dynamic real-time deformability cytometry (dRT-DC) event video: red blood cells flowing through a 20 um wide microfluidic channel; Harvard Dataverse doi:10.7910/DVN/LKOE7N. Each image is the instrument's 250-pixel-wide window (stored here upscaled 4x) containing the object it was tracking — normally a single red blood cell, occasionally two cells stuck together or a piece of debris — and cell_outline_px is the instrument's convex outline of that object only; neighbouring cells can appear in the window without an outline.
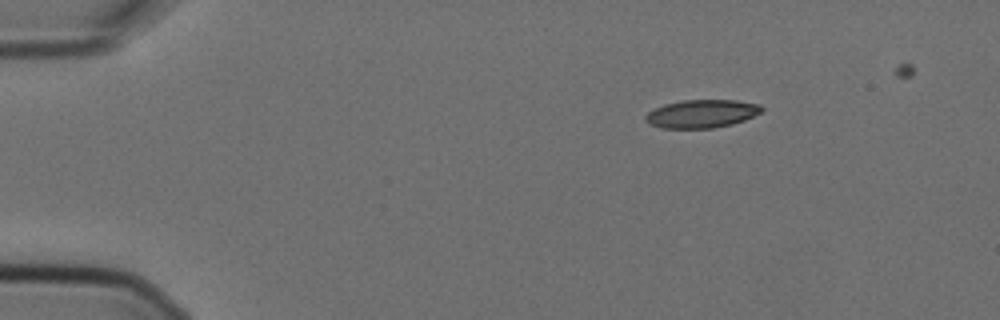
{"species": "Egyptian fruit bat (a non-hibernating species)", "species_latin": "Rousettus aegyptiacus", "temperature_condition": "cold", "stored_images_in_passage": 4, "camera_frame_rate_fps": 3000, "um_per_image_px": 0.085, "animal": {"sex": "female"}, "frame": {"image": 1, "passage_image": 1, "time_ms": 0.0, "image_size_px": [1000, 320], "cell_outline_px": [[764, 108], [760, 112], [744, 120], [732, 124], [712, 128], [660, 128], [648, 124], [644, 120], [644, 116], [648, 112], [664, 104], [684, 100], [736, 100], [760, 104]], "centroid_in_image_um": [59.61, 9.67], "position_along_channel_um": 25.4, "area_um2": 19.07}}